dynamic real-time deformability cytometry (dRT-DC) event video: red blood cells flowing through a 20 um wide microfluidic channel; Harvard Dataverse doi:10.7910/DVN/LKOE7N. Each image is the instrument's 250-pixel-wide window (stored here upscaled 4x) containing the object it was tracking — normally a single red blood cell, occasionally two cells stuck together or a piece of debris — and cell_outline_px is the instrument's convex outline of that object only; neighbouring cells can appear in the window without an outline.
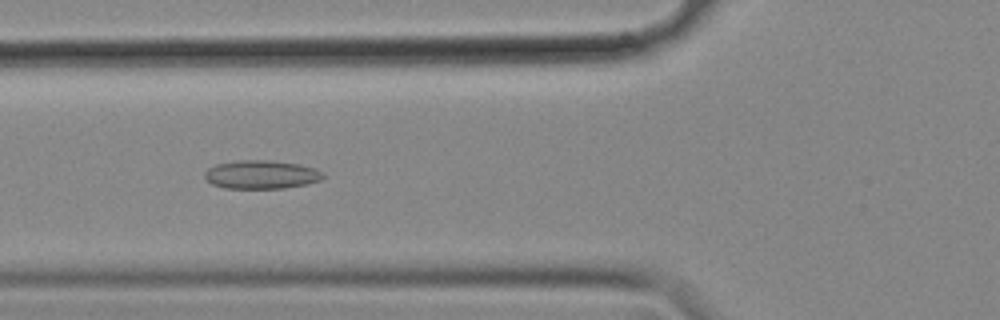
{"species": "common noctule bat (a hibernating species)", "species_latin": "Nyctalus noctula", "temperature_condition": "cold", "stored_images_in_passage": 56, "camera_frame_rate_fps": 3000, "um_per_image_px": 0.085, "animal": {"sex": "female", "body_mass_g": 18.4}, "frame": {"image": 1, "passage_image": 21, "time_ms": 6.667, "image_size_px": [1000, 320], "cell_outline_px": [[324, 176], [320, 180], [308, 184], [284, 188], [224, 188], [212, 184], [204, 176], [204, 172], [208, 168], [216, 164], [236, 160], [268, 160], [296, 164], [312, 168], [324, 172]], "centroid_in_image_um": [22.18, 14.84], "position_along_channel_um": 103.6, "area_um2": 19.59}}
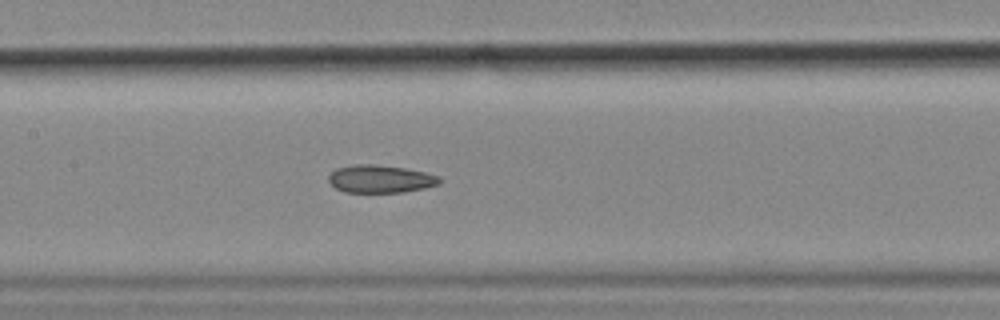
{"frame": {"image": 2, "passage_image": 27, "time_ms": 8.667, "image_size_px": [1000, 320], "cell_outline_px": [[440, 184], [424, 188], [404, 192], [344, 192], [336, 188], [328, 180], [328, 176], [336, 168], [352, 164], [372, 164], [404, 168], [424, 172], [440, 176]], "centroid_in_image_um": [32.32, 15.21], "position_along_channel_um": 175.1, "area_um2": 17.92}}
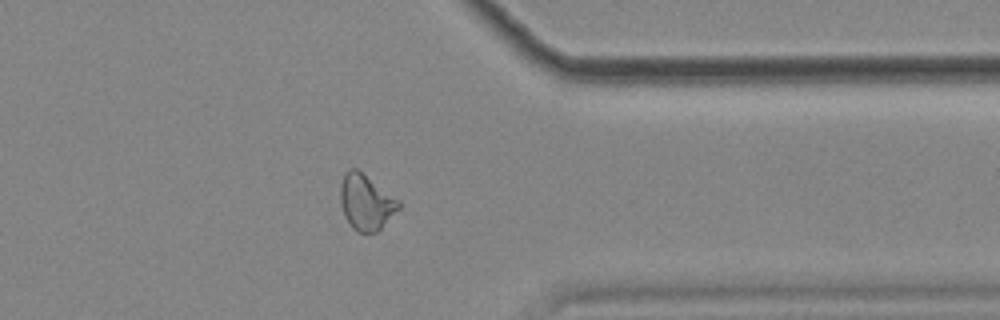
{"frame": {"image": 3, "passage_image": 45, "time_ms": 14.667, "image_size_px": [1000, 320], "cell_outline_px": [[400, 208], [376, 232], [356, 232], [352, 228], [344, 216], [340, 200], [340, 184], [344, 172], [348, 168], [356, 168], [400, 200]], "centroid_in_image_um": [31.09, 17.17], "position_along_channel_um": 380.3, "area_um2": 18.9}, "authors_computed_cell_mechanics": {"area_um2": 19.0162, "velocity_mm_per_s": 3.563, "shape_relaxation_time_tau1_ms": null, "shape_relaxation_time_tau2_ms": 4.8093, "deformation_change_tau1": null, "deformation_change_tau2": 0.1165}}